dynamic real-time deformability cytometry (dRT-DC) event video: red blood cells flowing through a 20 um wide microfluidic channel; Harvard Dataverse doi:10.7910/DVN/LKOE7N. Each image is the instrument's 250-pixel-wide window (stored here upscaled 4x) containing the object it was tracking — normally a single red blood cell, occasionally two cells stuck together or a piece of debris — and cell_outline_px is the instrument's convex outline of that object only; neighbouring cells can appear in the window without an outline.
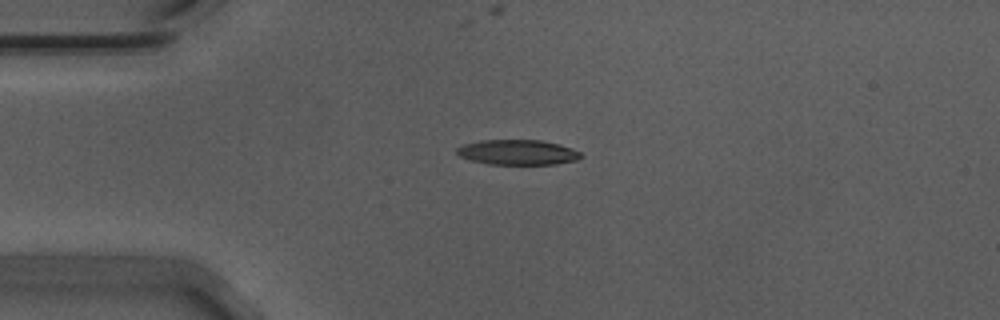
{"species": "Egyptian fruit bat (a non-hibernating species)", "species_latin": "Rousettus aegyptiacus", "temperature_condition": "warm", "stored_images_in_passage": 44, "camera_frame_rate_fps": 3000, "um_per_image_px": 0.085, "animal": {"sex": "male"}, "frame": {"image": 1, "passage_image": 1, "time_ms": 0.0, "image_size_px": [1000, 320], "cell_outline_px": [[584, 156], [576, 160], [556, 164], [488, 164], [472, 160], [460, 156], [456, 152], [456, 148], [464, 144], [480, 140], [540, 140], [560, 144], [572, 148], [580, 152]], "centroid_in_image_um": [44.02, 12.94], "position_along_channel_um": 41.0, "area_um2": 18.15}}
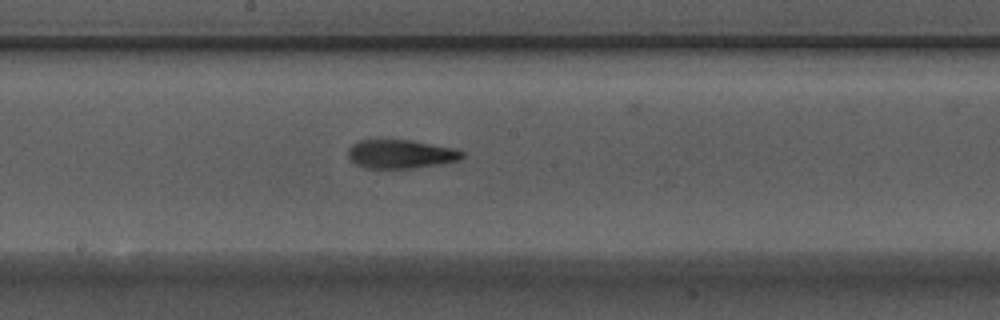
{"frame": {"image": 2, "passage_image": 17, "time_ms": 5.333, "image_size_px": [1000, 320], "cell_outline_px": [[464, 156], [460, 160], [440, 164], [412, 168], [364, 168], [356, 164], [348, 156], [348, 148], [352, 144], [360, 140], [412, 140], [456, 148], [464, 152]], "centroid_in_image_um": [34.09, 13.09], "position_along_channel_um": 214.1, "area_um2": 19.19}}
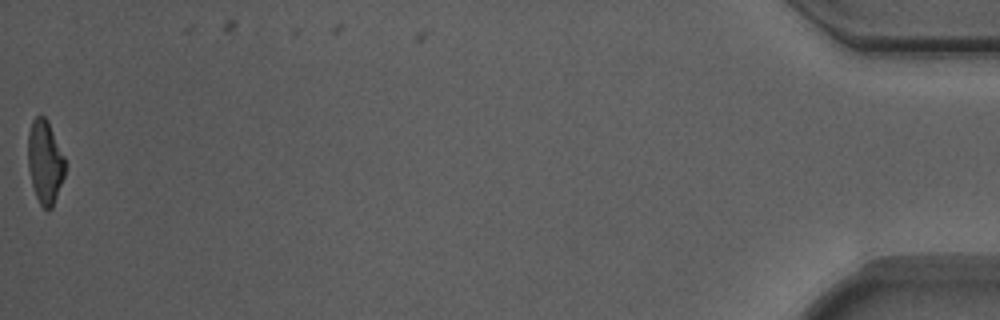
{"frame": {"image": 3, "passage_image": 43, "time_ms": 14.0, "image_size_px": [1000, 320], "cell_outline_px": [[64, 176], [52, 208], [48, 212], [40, 204], [36, 196], [32, 184], [28, 168], [28, 132], [32, 120], [36, 116], [44, 116], [48, 120], [64, 156]], "centroid_in_image_um": [3.81, 13.76], "position_along_channel_um": 431.4, "area_um2": 17.98}, "authors_computed_cell_mechanics": {"area_um2": 19.074, "velocity_mm_per_s": 3.7264, "shape_relaxation_time_tau1_ms": 4.6083, "shape_relaxation_time_tau2_ms": 1.6786, "deformation_change_tau1": 0.1818, "deformation_change_tau2": 0.1116}}